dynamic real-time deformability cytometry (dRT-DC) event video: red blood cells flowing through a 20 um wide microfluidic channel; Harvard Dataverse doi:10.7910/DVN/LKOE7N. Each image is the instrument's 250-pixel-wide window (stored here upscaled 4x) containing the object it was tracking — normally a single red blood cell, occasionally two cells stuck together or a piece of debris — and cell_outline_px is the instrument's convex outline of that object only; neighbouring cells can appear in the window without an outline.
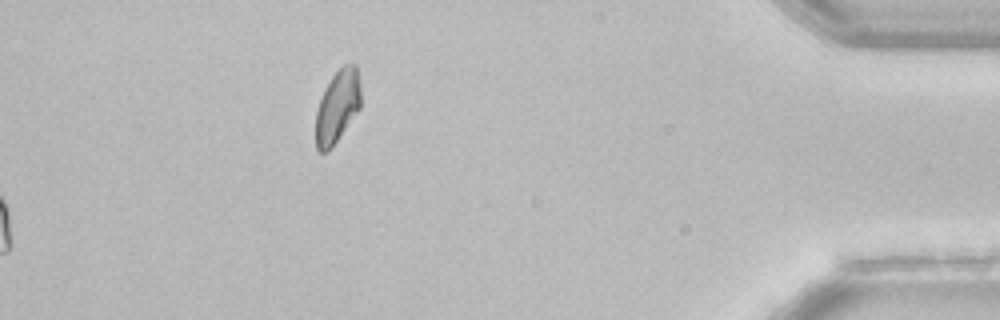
{"species": "common noctule bat (a hibernating species)", "species_latin": "Nyctalus noctula", "temperature_condition": "room temperature", "stored_images_in_passage": 52, "camera_frame_rate_fps": 3000, "um_per_image_px": 0.085, "animal": {"sex": "female", "body_mass_g": 22.7, "forearm_length_mm": 54.2}, "frame": {"image": 1, "passage_image": 52, "time_ms": 17.0, "image_size_px": [1000, 320], "cell_outline_px": [[360, 108], [332, 148], [328, 152], [320, 152], [316, 148], [316, 112], [320, 100], [332, 76], [344, 64], [356, 64], [360, 84]], "centroid_in_image_um": [28.69, 9.08], "position_along_channel_um": 406.5, "area_um2": 18.9}, "authors_computed_cell_mechanics": {"area_um2": 20.23, "velocity_mm_per_s": 3.8484, "shape_relaxation_time_tau1_ms": 9.411, "shape_relaxation_time_tau2_ms": 0.7396, "deformation_change_tau1": 0.1353, "deformation_change_tau2": 0.0469}}